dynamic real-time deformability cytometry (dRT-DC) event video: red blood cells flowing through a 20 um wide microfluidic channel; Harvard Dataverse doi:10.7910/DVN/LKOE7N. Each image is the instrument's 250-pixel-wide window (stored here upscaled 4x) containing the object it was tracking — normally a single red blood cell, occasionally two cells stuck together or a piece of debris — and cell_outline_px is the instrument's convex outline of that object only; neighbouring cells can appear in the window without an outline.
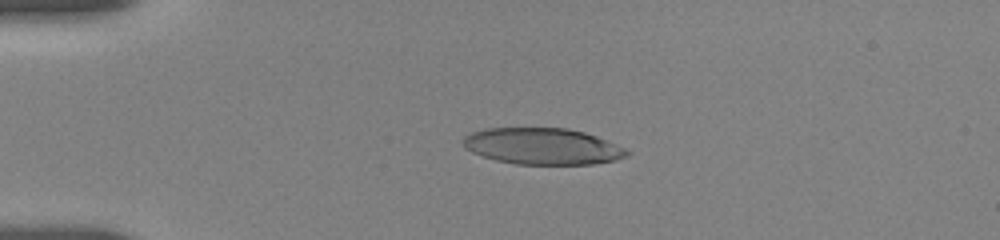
{"species": "human", "species_latin": "Homo sapiens", "temperature_condition": "room temperature", "stored_images_in_passage": 9, "camera_frame_rate_fps": 3000, "um_per_image_px": 0.085, "donor": {"sex": "female"}, "frame": {"image": 1, "passage_image": 4, "time_ms": 1.667, "image_size_px": [1000, 240], "cell_outline_px": [[632, 152], [628, 156], [616, 160], [592, 164], [516, 164], [496, 160], [472, 152], [464, 148], [464, 136], [472, 132], [484, 128], [568, 128], [584, 132], [596, 136], [624, 148]], "centroid_in_image_um": [46.12, 12.43], "position_along_channel_um": 38.9, "area_um2": 34.68}}
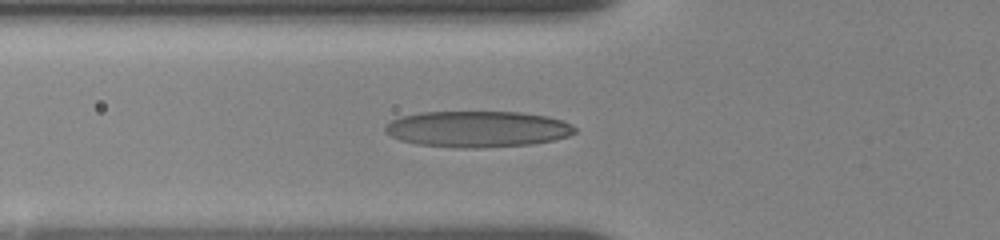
{"frame": {"image": 2, "passage_image": 8, "time_ms": 4.0, "image_size_px": [1000, 240], "cell_outline_px": [[576, 132], [568, 136], [552, 140], [532, 144], [480, 148], [464, 148], [416, 144], [400, 140], [384, 132], [384, 128], [392, 120], [400, 116], [420, 112], [520, 112], [548, 116], [564, 120], [572, 124], [576, 128]], "centroid_in_image_um": [40.6, 10.96], "position_along_channel_um": 85.2, "area_um2": 40.17}}